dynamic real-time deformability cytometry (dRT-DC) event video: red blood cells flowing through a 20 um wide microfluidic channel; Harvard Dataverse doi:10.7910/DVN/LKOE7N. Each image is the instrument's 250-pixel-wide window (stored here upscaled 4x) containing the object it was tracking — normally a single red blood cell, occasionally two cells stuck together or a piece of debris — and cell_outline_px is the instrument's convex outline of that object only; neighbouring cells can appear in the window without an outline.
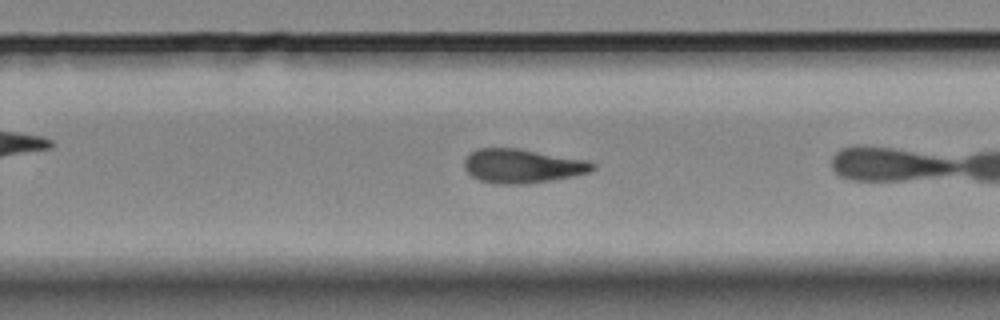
{"species": "Egyptian fruit bat (a non-hibernating species)", "species_latin": "Rousettus aegyptiacus", "temperature_condition": "room temperature", "stored_images_in_passage": 19, "camera_frame_rate_fps": 3000, "um_per_image_px": 0.085, "animal": {"sex": "female"}, "frame": {"image": 1, "passage_image": 17, "time_ms": 5.333, "image_size_px": [1000, 320], "cell_outline_px": [[596, 168], [592, 172], [552, 180], [528, 184], [496, 184], [480, 180], [472, 176], [464, 168], [464, 160], [468, 152], [476, 148], [516, 148], [588, 160], [596, 164]], "centroid_in_image_um": [44.4, 14.11], "position_along_channel_um": 285.4, "area_um2": 25.72}}